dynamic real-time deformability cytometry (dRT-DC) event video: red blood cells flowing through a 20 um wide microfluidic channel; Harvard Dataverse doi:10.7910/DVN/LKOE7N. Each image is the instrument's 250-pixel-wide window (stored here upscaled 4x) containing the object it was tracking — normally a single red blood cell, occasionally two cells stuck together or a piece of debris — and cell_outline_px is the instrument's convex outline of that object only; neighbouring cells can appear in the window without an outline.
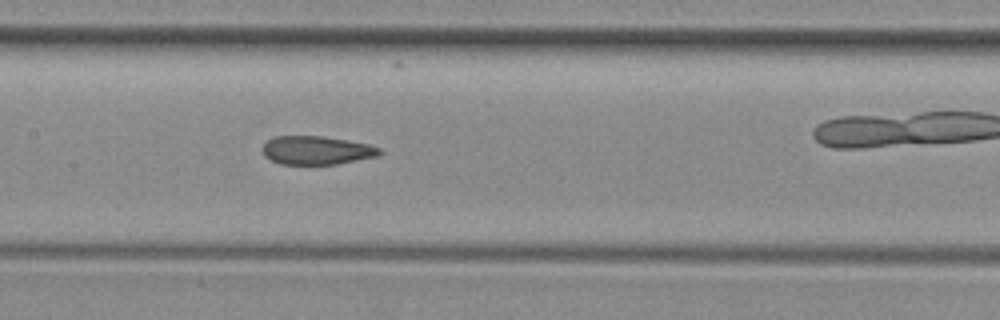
{"species": "common noctule bat (a hibernating species)", "species_latin": "Nyctalus noctula", "temperature_condition": "room temperature", "stored_images_in_passage": 40, "camera_frame_rate_fps": 3000, "um_per_image_px": 0.085, "animal": {"sex": "female", "body_mass_g": 29.2, "forearm_length_mm": 56.3}, "frame": {"image": 1, "passage_image": 12, "time_ms": 3.667, "image_size_px": [1000, 320], "cell_outline_px": [[380, 152], [376, 156], [336, 164], [280, 164], [264, 156], [264, 144], [268, 140], [276, 136], [320, 136], [368, 144], [380, 148]], "centroid_in_image_um": [26.88, 12.78], "position_along_channel_um": 180.5, "area_um2": 19.02}}
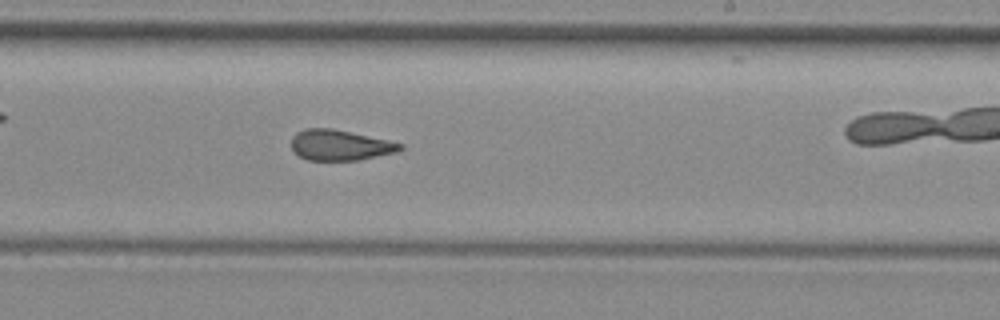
{"frame": {"image": 2, "passage_image": 18, "time_ms": 5.667, "image_size_px": [1000, 320], "cell_outline_px": [[404, 148], [400, 152], [360, 160], [308, 160], [292, 152], [292, 136], [296, 132], [308, 128], [332, 128], [388, 140], [404, 144]], "centroid_in_image_um": [28.93, 12.34], "position_along_channel_um": 260.1, "area_um2": 19.59}, "authors_computed_cell_mechanics": {"area_um2": 20.1144, "velocity_mm_per_s": 3.9945, "shape_relaxation_time_tau1_ms": null, "shape_relaxation_time_tau2_ms": 2.2667, "deformation_change_tau1": null, "deformation_change_tau2": 0.1098}}